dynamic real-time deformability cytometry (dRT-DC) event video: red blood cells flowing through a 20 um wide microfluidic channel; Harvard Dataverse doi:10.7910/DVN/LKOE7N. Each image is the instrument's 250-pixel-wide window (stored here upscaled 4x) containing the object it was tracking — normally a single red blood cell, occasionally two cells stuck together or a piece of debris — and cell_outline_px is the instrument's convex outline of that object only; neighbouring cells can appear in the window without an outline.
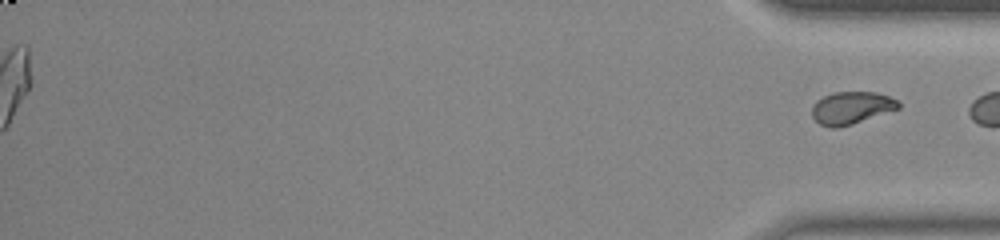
{"species": "common noctule bat (a hibernating species)", "species_latin": "Nyctalus noctula", "temperature_condition": "room temperature", "stored_images_in_passage": 44, "segment_of_instrument_passage": [2, 2], "camera_frame_rate_fps": 3000, "um_per_image_px": 0.085, "animal": {"sex": "male", "body_mass_g": 20.0, "forearm_length_mm": 53.3}, "frame": {"image": 1, "passage_image": 44, "time_ms": 14.333, "image_size_px": [1000, 240], "cell_outline_px": [[900, 108], [852, 124], [836, 128], [832, 128], [820, 124], [812, 116], [812, 104], [816, 100], [832, 92], [876, 92], [888, 96], [896, 100], [900, 104]], "centroid_in_image_um": [72.34, 9.16], "position_along_channel_um": 362.9, "area_um2": 16.3}}